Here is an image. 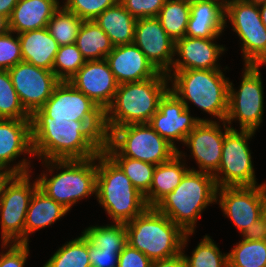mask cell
<instances>
[{
	"mask_svg": "<svg viewBox=\"0 0 266 267\" xmlns=\"http://www.w3.org/2000/svg\"><path fill=\"white\" fill-rule=\"evenodd\" d=\"M263 216H264L265 221H266V201H265V204H264V207H263Z\"/></svg>",
	"mask_w": 266,
	"mask_h": 267,
	"instance_id": "cell-54",
	"label": "cell"
},
{
	"mask_svg": "<svg viewBox=\"0 0 266 267\" xmlns=\"http://www.w3.org/2000/svg\"><path fill=\"white\" fill-rule=\"evenodd\" d=\"M230 22L232 28L265 27L262 23L258 5L244 0L225 1V27Z\"/></svg>",
	"mask_w": 266,
	"mask_h": 267,
	"instance_id": "cell-37",
	"label": "cell"
},
{
	"mask_svg": "<svg viewBox=\"0 0 266 267\" xmlns=\"http://www.w3.org/2000/svg\"><path fill=\"white\" fill-rule=\"evenodd\" d=\"M17 3L18 0H0V14L9 19Z\"/></svg>",
	"mask_w": 266,
	"mask_h": 267,
	"instance_id": "cell-49",
	"label": "cell"
},
{
	"mask_svg": "<svg viewBox=\"0 0 266 267\" xmlns=\"http://www.w3.org/2000/svg\"><path fill=\"white\" fill-rule=\"evenodd\" d=\"M266 201V181L258 186H225L217 188L216 204L239 233L263 215Z\"/></svg>",
	"mask_w": 266,
	"mask_h": 267,
	"instance_id": "cell-12",
	"label": "cell"
},
{
	"mask_svg": "<svg viewBox=\"0 0 266 267\" xmlns=\"http://www.w3.org/2000/svg\"><path fill=\"white\" fill-rule=\"evenodd\" d=\"M228 267H266V240L241 239L228 252Z\"/></svg>",
	"mask_w": 266,
	"mask_h": 267,
	"instance_id": "cell-35",
	"label": "cell"
},
{
	"mask_svg": "<svg viewBox=\"0 0 266 267\" xmlns=\"http://www.w3.org/2000/svg\"><path fill=\"white\" fill-rule=\"evenodd\" d=\"M218 38L203 39L187 37L175 42V57L170 71L192 69H221L219 60L227 51L226 47L216 44Z\"/></svg>",
	"mask_w": 266,
	"mask_h": 267,
	"instance_id": "cell-19",
	"label": "cell"
},
{
	"mask_svg": "<svg viewBox=\"0 0 266 267\" xmlns=\"http://www.w3.org/2000/svg\"><path fill=\"white\" fill-rule=\"evenodd\" d=\"M226 0H190V18L185 36L219 38L225 27Z\"/></svg>",
	"mask_w": 266,
	"mask_h": 267,
	"instance_id": "cell-21",
	"label": "cell"
},
{
	"mask_svg": "<svg viewBox=\"0 0 266 267\" xmlns=\"http://www.w3.org/2000/svg\"><path fill=\"white\" fill-rule=\"evenodd\" d=\"M191 110L170 89L159 102V108L151 117L149 125L177 150V142L184 143L189 133L200 121H213L210 119L191 116Z\"/></svg>",
	"mask_w": 266,
	"mask_h": 267,
	"instance_id": "cell-15",
	"label": "cell"
},
{
	"mask_svg": "<svg viewBox=\"0 0 266 267\" xmlns=\"http://www.w3.org/2000/svg\"><path fill=\"white\" fill-rule=\"evenodd\" d=\"M69 211L37 188L29 202L24 226V243H29L30 234L53 225Z\"/></svg>",
	"mask_w": 266,
	"mask_h": 267,
	"instance_id": "cell-25",
	"label": "cell"
},
{
	"mask_svg": "<svg viewBox=\"0 0 266 267\" xmlns=\"http://www.w3.org/2000/svg\"><path fill=\"white\" fill-rule=\"evenodd\" d=\"M232 29L240 40L243 65L266 66V27Z\"/></svg>",
	"mask_w": 266,
	"mask_h": 267,
	"instance_id": "cell-33",
	"label": "cell"
},
{
	"mask_svg": "<svg viewBox=\"0 0 266 267\" xmlns=\"http://www.w3.org/2000/svg\"><path fill=\"white\" fill-rule=\"evenodd\" d=\"M23 61L52 71L55 55L60 45L47 27L18 34Z\"/></svg>",
	"mask_w": 266,
	"mask_h": 267,
	"instance_id": "cell-24",
	"label": "cell"
},
{
	"mask_svg": "<svg viewBox=\"0 0 266 267\" xmlns=\"http://www.w3.org/2000/svg\"><path fill=\"white\" fill-rule=\"evenodd\" d=\"M69 82L104 112L111 105L119 86L105 59L86 61Z\"/></svg>",
	"mask_w": 266,
	"mask_h": 267,
	"instance_id": "cell-18",
	"label": "cell"
},
{
	"mask_svg": "<svg viewBox=\"0 0 266 267\" xmlns=\"http://www.w3.org/2000/svg\"><path fill=\"white\" fill-rule=\"evenodd\" d=\"M167 74L118 86L111 105L104 112L106 136L114 129L129 124L149 123L159 102L170 89Z\"/></svg>",
	"mask_w": 266,
	"mask_h": 267,
	"instance_id": "cell-2",
	"label": "cell"
},
{
	"mask_svg": "<svg viewBox=\"0 0 266 267\" xmlns=\"http://www.w3.org/2000/svg\"><path fill=\"white\" fill-rule=\"evenodd\" d=\"M8 31L0 35V70H9L23 61L18 34Z\"/></svg>",
	"mask_w": 266,
	"mask_h": 267,
	"instance_id": "cell-42",
	"label": "cell"
},
{
	"mask_svg": "<svg viewBox=\"0 0 266 267\" xmlns=\"http://www.w3.org/2000/svg\"><path fill=\"white\" fill-rule=\"evenodd\" d=\"M96 162L97 156L90 159L41 161L46 171L43 170L36 178L38 188L70 211L79 200L96 195ZM54 169L57 170L55 175Z\"/></svg>",
	"mask_w": 266,
	"mask_h": 267,
	"instance_id": "cell-3",
	"label": "cell"
},
{
	"mask_svg": "<svg viewBox=\"0 0 266 267\" xmlns=\"http://www.w3.org/2000/svg\"><path fill=\"white\" fill-rule=\"evenodd\" d=\"M34 156L39 161L90 159L104 140L85 122L52 119L41 108L30 115Z\"/></svg>",
	"mask_w": 266,
	"mask_h": 267,
	"instance_id": "cell-1",
	"label": "cell"
},
{
	"mask_svg": "<svg viewBox=\"0 0 266 267\" xmlns=\"http://www.w3.org/2000/svg\"><path fill=\"white\" fill-rule=\"evenodd\" d=\"M262 23L266 27V2L258 6Z\"/></svg>",
	"mask_w": 266,
	"mask_h": 267,
	"instance_id": "cell-52",
	"label": "cell"
},
{
	"mask_svg": "<svg viewBox=\"0 0 266 267\" xmlns=\"http://www.w3.org/2000/svg\"><path fill=\"white\" fill-rule=\"evenodd\" d=\"M20 155H28V158L23 156V159L14 164L13 161H16ZM32 157L35 156L32 147L30 119L0 118V167L14 174L32 173V162L29 160Z\"/></svg>",
	"mask_w": 266,
	"mask_h": 267,
	"instance_id": "cell-16",
	"label": "cell"
},
{
	"mask_svg": "<svg viewBox=\"0 0 266 267\" xmlns=\"http://www.w3.org/2000/svg\"><path fill=\"white\" fill-rule=\"evenodd\" d=\"M0 267H24L30 255L29 243H2ZM5 251V252H3Z\"/></svg>",
	"mask_w": 266,
	"mask_h": 267,
	"instance_id": "cell-43",
	"label": "cell"
},
{
	"mask_svg": "<svg viewBox=\"0 0 266 267\" xmlns=\"http://www.w3.org/2000/svg\"><path fill=\"white\" fill-rule=\"evenodd\" d=\"M221 69L169 71L170 90L190 110L189 103L211 115L214 121H225L228 113L229 78Z\"/></svg>",
	"mask_w": 266,
	"mask_h": 267,
	"instance_id": "cell-4",
	"label": "cell"
},
{
	"mask_svg": "<svg viewBox=\"0 0 266 267\" xmlns=\"http://www.w3.org/2000/svg\"><path fill=\"white\" fill-rule=\"evenodd\" d=\"M86 63L75 43L60 46L55 55L52 71L59 81H69Z\"/></svg>",
	"mask_w": 266,
	"mask_h": 267,
	"instance_id": "cell-39",
	"label": "cell"
},
{
	"mask_svg": "<svg viewBox=\"0 0 266 267\" xmlns=\"http://www.w3.org/2000/svg\"><path fill=\"white\" fill-rule=\"evenodd\" d=\"M127 243L151 261L174 257L182 252L186 232L154 207L125 223Z\"/></svg>",
	"mask_w": 266,
	"mask_h": 267,
	"instance_id": "cell-7",
	"label": "cell"
},
{
	"mask_svg": "<svg viewBox=\"0 0 266 267\" xmlns=\"http://www.w3.org/2000/svg\"><path fill=\"white\" fill-rule=\"evenodd\" d=\"M151 267H187L184 256L181 253L178 255L161 260L152 261Z\"/></svg>",
	"mask_w": 266,
	"mask_h": 267,
	"instance_id": "cell-48",
	"label": "cell"
},
{
	"mask_svg": "<svg viewBox=\"0 0 266 267\" xmlns=\"http://www.w3.org/2000/svg\"><path fill=\"white\" fill-rule=\"evenodd\" d=\"M244 1L258 6L266 2V0H244Z\"/></svg>",
	"mask_w": 266,
	"mask_h": 267,
	"instance_id": "cell-53",
	"label": "cell"
},
{
	"mask_svg": "<svg viewBox=\"0 0 266 267\" xmlns=\"http://www.w3.org/2000/svg\"><path fill=\"white\" fill-rule=\"evenodd\" d=\"M14 174L5 184L0 198V208L28 210L30 199L38 188L37 179L32 174Z\"/></svg>",
	"mask_w": 266,
	"mask_h": 267,
	"instance_id": "cell-29",
	"label": "cell"
},
{
	"mask_svg": "<svg viewBox=\"0 0 266 267\" xmlns=\"http://www.w3.org/2000/svg\"><path fill=\"white\" fill-rule=\"evenodd\" d=\"M153 66L167 74L175 58V41L171 39L157 17L136 20L134 42Z\"/></svg>",
	"mask_w": 266,
	"mask_h": 267,
	"instance_id": "cell-17",
	"label": "cell"
},
{
	"mask_svg": "<svg viewBox=\"0 0 266 267\" xmlns=\"http://www.w3.org/2000/svg\"><path fill=\"white\" fill-rule=\"evenodd\" d=\"M65 1V2H64ZM61 4L66 10L82 20H94L102 12L119 0H64Z\"/></svg>",
	"mask_w": 266,
	"mask_h": 267,
	"instance_id": "cell-41",
	"label": "cell"
},
{
	"mask_svg": "<svg viewBox=\"0 0 266 267\" xmlns=\"http://www.w3.org/2000/svg\"><path fill=\"white\" fill-rule=\"evenodd\" d=\"M254 131L230 129L224 136L221 163L213 175L217 188L258 186L249 142Z\"/></svg>",
	"mask_w": 266,
	"mask_h": 267,
	"instance_id": "cell-10",
	"label": "cell"
},
{
	"mask_svg": "<svg viewBox=\"0 0 266 267\" xmlns=\"http://www.w3.org/2000/svg\"><path fill=\"white\" fill-rule=\"evenodd\" d=\"M166 0H119L136 19L157 17Z\"/></svg>",
	"mask_w": 266,
	"mask_h": 267,
	"instance_id": "cell-44",
	"label": "cell"
},
{
	"mask_svg": "<svg viewBox=\"0 0 266 267\" xmlns=\"http://www.w3.org/2000/svg\"><path fill=\"white\" fill-rule=\"evenodd\" d=\"M122 251H108L94 246L89 241V259L91 267H117Z\"/></svg>",
	"mask_w": 266,
	"mask_h": 267,
	"instance_id": "cell-45",
	"label": "cell"
},
{
	"mask_svg": "<svg viewBox=\"0 0 266 267\" xmlns=\"http://www.w3.org/2000/svg\"><path fill=\"white\" fill-rule=\"evenodd\" d=\"M106 140L123 156L153 165L171 160L178 150L148 123L114 128Z\"/></svg>",
	"mask_w": 266,
	"mask_h": 267,
	"instance_id": "cell-9",
	"label": "cell"
},
{
	"mask_svg": "<svg viewBox=\"0 0 266 267\" xmlns=\"http://www.w3.org/2000/svg\"><path fill=\"white\" fill-rule=\"evenodd\" d=\"M60 4L59 0H18L9 18V31L20 34L46 28Z\"/></svg>",
	"mask_w": 266,
	"mask_h": 267,
	"instance_id": "cell-22",
	"label": "cell"
},
{
	"mask_svg": "<svg viewBox=\"0 0 266 267\" xmlns=\"http://www.w3.org/2000/svg\"><path fill=\"white\" fill-rule=\"evenodd\" d=\"M95 196L115 223H128L148 208L144 195L104 151L97 155Z\"/></svg>",
	"mask_w": 266,
	"mask_h": 267,
	"instance_id": "cell-6",
	"label": "cell"
},
{
	"mask_svg": "<svg viewBox=\"0 0 266 267\" xmlns=\"http://www.w3.org/2000/svg\"><path fill=\"white\" fill-rule=\"evenodd\" d=\"M9 31V19L4 15L0 14V35L5 34Z\"/></svg>",
	"mask_w": 266,
	"mask_h": 267,
	"instance_id": "cell-51",
	"label": "cell"
},
{
	"mask_svg": "<svg viewBox=\"0 0 266 267\" xmlns=\"http://www.w3.org/2000/svg\"><path fill=\"white\" fill-rule=\"evenodd\" d=\"M106 225H93L85 228L83 234L96 247L108 251H122L127 243L124 223L110 222Z\"/></svg>",
	"mask_w": 266,
	"mask_h": 267,
	"instance_id": "cell-34",
	"label": "cell"
},
{
	"mask_svg": "<svg viewBox=\"0 0 266 267\" xmlns=\"http://www.w3.org/2000/svg\"><path fill=\"white\" fill-rule=\"evenodd\" d=\"M8 71L19 100L30 115L46 103L60 82L53 71L25 61L17 63Z\"/></svg>",
	"mask_w": 266,
	"mask_h": 267,
	"instance_id": "cell-13",
	"label": "cell"
},
{
	"mask_svg": "<svg viewBox=\"0 0 266 267\" xmlns=\"http://www.w3.org/2000/svg\"><path fill=\"white\" fill-rule=\"evenodd\" d=\"M27 210L0 208L2 243H24Z\"/></svg>",
	"mask_w": 266,
	"mask_h": 267,
	"instance_id": "cell-40",
	"label": "cell"
},
{
	"mask_svg": "<svg viewBox=\"0 0 266 267\" xmlns=\"http://www.w3.org/2000/svg\"><path fill=\"white\" fill-rule=\"evenodd\" d=\"M103 151L122 169L133 186L144 196L149 192L156 165L123 157L106 139Z\"/></svg>",
	"mask_w": 266,
	"mask_h": 267,
	"instance_id": "cell-28",
	"label": "cell"
},
{
	"mask_svg": "<svg viewBox=\"0 0 266 267\" xmlns=\"http://www.w3.org/2000/svg\"><path fill=\"white\" fill-rule=\"evenodd\" d=\"M246 240H266V221L262 215L241 234Z\"/></svg>",
	"mask_w": 266,
	"mask_h": 267,
	"instance_id": "cell-47",
	"label": "cell"
},
{
	"mask_svg": "<svg viewBox=\"0 0 266 267\" xmlns=\"http://www.w3.org/2000/svg\"><path fill=\"white\" fill-rule=\"evenodd\" d=\"M75 44L86 61L104 60L114 47L94 20H83Z\"/></svg>",
	"mask_w": 266,
	"mask_h": 267,
	"instance_id": "cell-27",
	"label": "cell"
},
{
	"mask_svg": "<svg viewBox=\"0 0 266 267\" xmlns=\"http://www.w3.org/2000/svg\"><path fill=\"white\" fill-rule=\"evenodd\" d=\"M105 60L119 85L141 82L159 73L134 43L113 47Z\"/></svg>",
	"mask_w": 266,
	"mask_h": 267,
	"instance_id": "cell-20",
	"label": "cell"
},
{
	"mask_svg": "<svg viewBox=\"0 0 266 267\" xmlns=\"http://www.w3.org/2000/svg\"><path fill=\"white\" fill-rule=\"evenodd\" d=\"M157 18L167 35L176 42L185 36L190 18V0H166Z\"/></svg>",
	"mask_w": 266,
	"mask_h": 267,
	"instance_id": "cell-31",
	"label": "cell"
},
{
	"mask_svg": "<svg viewBox=\"0 0 266 267\" xmlns=\"http://www.w3.org/2000/svg\"><path fill=\"white\" fill-rule=\"evenodd\" d=\"M13 175L14 173H12L11 171L0 167V198L2 196L5 184Z\"/></svg>",
	"mask_w": 266,
	"mask_h": 267,
	"instance_id": "cell-50",
	"label": "cell"
},
{
	"mask_svg": "<svg viewBox=\"0 0 266 267\" xmlns=\"http://www.w3.org/2000/svg\"><path fill=\"white\" fill-rule=\"evenodd\" d=\"M216 192L217 186L212 174L189 169L180 184L154 208L186 233H195L201 213L210 204L216 203Z\"/></svg>",
	"mask_w": 266,
	"mask_h": 267,
	"instance_id": "cell-5",
	"label": "cell"
},
{
	"mask_svg": "<svg viewBox=\"0 0 266 267\" xmlns=\"http://www.w3.org/2000/svg\"><path fill=\"white\" fill-rule=\"evenodd\" d=\"M194 233H186L182 244V254L187 267H228V253H223L212 237L205 235L192 250L191 256L185 254L189 237Z\"/></svg>",
	"mask_w": 266,
	"mask_h": 267,
	"instance_id": "cell-30",
	"label": "cell"
},
{
	"mask_svg": "<svg viewBox=\"0 0 266 267\" xmlns=\"http://www.w3.org/2000/svg\"><path fill=\"white\" fill-rule=\"evenodd\" d=\"M41 109L52 119L85 121L106 139L104 111L69 81H60Z\"/></svg>",
	"mask_w": 266,
	"mask_h": 267,
	"instance_id": "cell-11",
	"label": "cell"
},
{
	"mask_svg": "<svg viewBox=\"0 0 266 267\" xmlns=\"http://www.w3.org/2000/svg\"><path fill=\"white\" fill-rule=\"evenodd\" d=\"M186 156L183 151L178 150V154L171 160L156 165L151 187L144 196L148 207H154L163 197L171 193L180 184L181 179L190 169L186 164Z\"/></svg>",
	"mask_w": 266,
	"mask_h": 267,
	"instance_id": "cell-23",
	"label": "cell"
},
{
	"mask_svg": "<svg viewBox=\"0 0 266 267\" xmlns=\"http://www.w3.org/2000/svg\"><path fill=\"white\" fill-rule=\"evenodd\" d=\"M43 267H91L89 240L81 232L80 236L60 246Z\"/></svg>",
	"mask_w": 266,
	"mask_h": 267,
	"instance_id": "cell-32",
	"label": "cell"
},
{
	"mask_svg": "<svg viewBox=\"0 0 266 267\" xmlns=\"http://www.w3.org/2000/svg\"><path fill=\"white\" fill-rule=\"evenodd\" d=\"M0 118L30 119L13 86L8 70H0Z\"/></svg>",
	"mask_w": 266,
	"mask_h": 267,
	"instance_id": "cell-38",
	"label": "cell"
},
{
	"mask_svg": "<svg viewBox=\"0 0 266 267\" xmlns=\"http://www.w3.org/2000/svg\"><path fill=\"white\" fill-rule=\"evenodd\" d=\"M262 65H244L239 89L229 81L228 113L225 122L235 129L232 122L238 121L240 130L256 132L263 123L264 86Z\"/></svg>",
	"mask_w": 266,
	"mask_h": 267,
	"instance_id": "cell-8",
	"label": "cell"
},
{
	"mask_svg": "<svg viewBox=\"0 0 266 267\" xmlns=\"http://www.w3.org/2000/svg\"><path fill=\"white\" fill-rule=\"evenodd\" d=\"M151 263L144 253L127 244L119 254L117 267H151Z\"/></svg>",
	"mask_w": 266,
	"mask_h": 267,
	"instance_id": "cell-46",
	"label": "cell"
},
{
	"mask_svg": "<svg viewBox=\"0 0 266 267\" xmlns=\"http://www.w3.org/2000/svg\"><path fill=\"white\" fill-rule=\"evenodd\" d=\"M221 123L218 120L200 121L186 137L183 145L190 149L191 156L199 169L193 166L189 167L191 170L212 175L218 171L224 136L231 129L225 121Z\"/></svg>",
	"mask_w": 266,
	"mask_h": 267,
	"instance_id": "cell-14",
	"label": "cell"
},
{
	"mask_svg": "<svg viewBox=\"0 0 266 267\" xmlns=\"http://www.w3.org/2000/svg\"><path fill=\"white\" fill-rule=\"evenodd\" d=\"M136 20L119 1L94 19L114 47L134 42Z\"/></svg>",
	"mask_w": 266,
	"mask_h": 267,
	"instance_id": "cell-26",
	"label": "cell"
},
{
	"mask_svg": "<svg viewBox=\"0 0 266 267\" xmlns=\"http://www.w3.org/2000/svg\"><path fill=\"white\" fill-rule=\"evenodd\" d=\"M83 20L62 5L48 22L47 29L60 46L73 44Z\"/></svg>",
	"mask_w": 266,
	"mask_h": 267,
	"instance_id": "cell-36",
	"label": "cell"
}]
</instances>
